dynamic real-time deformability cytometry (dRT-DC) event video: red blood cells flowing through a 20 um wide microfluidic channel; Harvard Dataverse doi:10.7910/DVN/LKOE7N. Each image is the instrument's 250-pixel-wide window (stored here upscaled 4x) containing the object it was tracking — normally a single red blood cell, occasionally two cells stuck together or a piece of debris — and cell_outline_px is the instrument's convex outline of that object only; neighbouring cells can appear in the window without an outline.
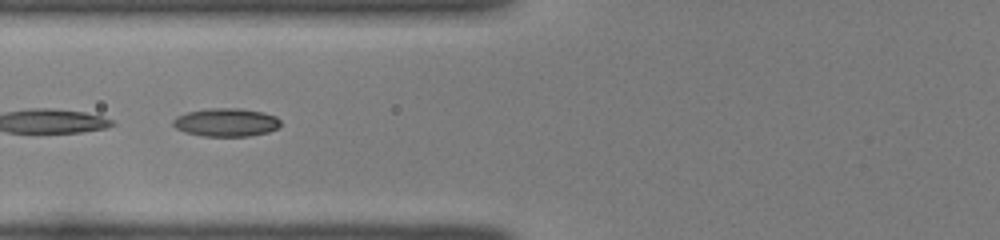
{"species": "common noctule bat (a hibernating species)", "species_latin": "Nyctalus noctula", "temperature_condition": "room temperature", "stored_images_in_passage": 33, "camera_frame_rate_fps": 3000, "um_per_image_px": 0.085, "animal": {"sex": "female", "body_mass_g": 22.0, "forearm_length_mm": 56.7}, "frame": {"image": 1, "passage_image": 6, "time_ms": 1.667, "image_size_px": [1000, 240], "cell_outline_px": [[280, 128], [268, 132], [248, 136], [200, 136], [184, 132], [176, 128], [172, 124], [172, 120], [176, 116], [188, 112], [208, 108], [240, 108], [264, 112], [276, 116], [280, 120]], "centroid_in_image_um": [19.22, 10.4], "position_along_channel_um": 106.6, "area_um2": 17.92}}
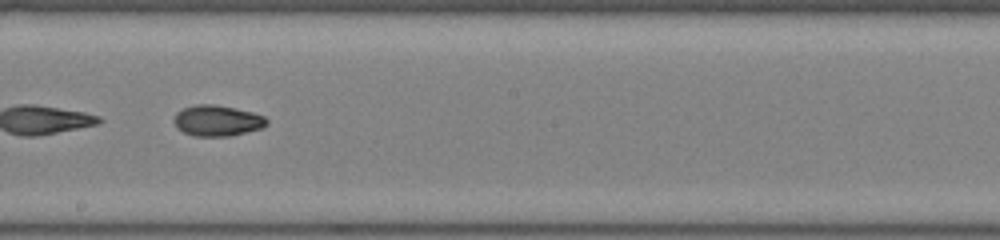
{"frame": {"image": 2, "passage_image": 15, "time_ms": 4.667, "image_size_px": [1000, 240], "cell_outline_px": [[268, 124], [264, 128], [228, 136], [192, 136], [176, 128], [172, 120], [176, 112], [184, 108], [196, 104], [212, 104], [236, 108], [252, 112], [264, 116], [268, 120]], "centroid_in_image_um": [18.45, 10.26], "position_along_channel_um": 229.7, "area_um2": 16.88}}
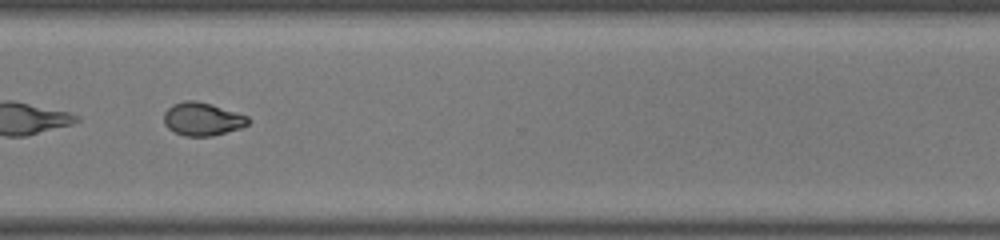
{"frame": {"image": 3, "passage_image": 24, "time_ms": 7.667, "image_size_px": [1000, 240], "cell_outline_px": [[252, 120], [248, 124], [240, 128], [212, 136], [184, 136], [168, 128], [164, 124], [164, 112], [172, 104], [184, 100], [196, 100], [212, 104], [248, 116]], "centroid_in_image_um": [17.2, 10.11], "position_along_channel_um": 353.4, "area_um2": 16.36}, "authors_computed_cell_mechanics": {"area_um2": 16.6464, "velocity_mm_per_s": 4.1109, "shape_relaxation_time_tau1_ms": null, "shape_relaxation_time_tau2_ms": 2.7967, "deformation_change_tau1": null, "deformation_change_tau2": 0.069}}